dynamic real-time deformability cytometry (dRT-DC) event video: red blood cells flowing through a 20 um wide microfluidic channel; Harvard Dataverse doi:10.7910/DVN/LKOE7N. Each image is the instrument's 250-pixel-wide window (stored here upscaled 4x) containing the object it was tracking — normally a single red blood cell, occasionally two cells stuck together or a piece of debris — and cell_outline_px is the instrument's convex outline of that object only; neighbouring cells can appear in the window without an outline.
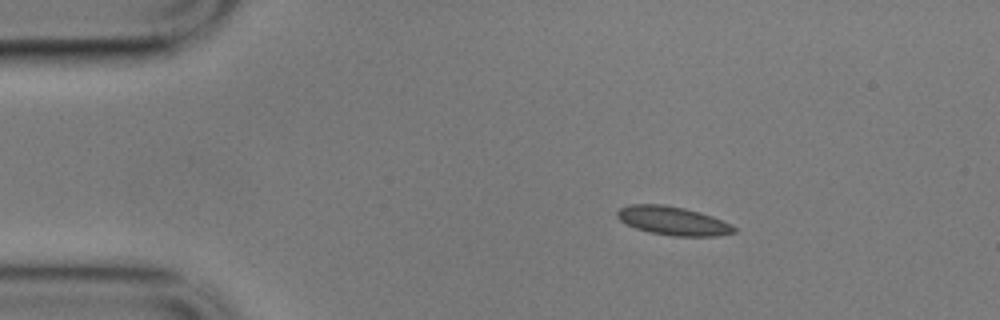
{"species": "common noctule bat (a hibernating species)", "species_latin": "Nyctalus noctula", "temperature_condition": "cold", "stored_images_in_passage": 4, "camera_frame_rate_fps": 3000, "um_per_image_px": 0.085, "animal": {"sex": "male", "body_mass_g": 17.9}, "frame": {"image": 1, "passage_image": 2, "time_ms": 0.333, "image_size_px": [1000, 320], "cell_outline_px": [[736, 232], [716, 236], [672, 236], [652, 232], [636, 228], [620, 220], [616, 216], [616, 212], [620, 208], [628, 204], [664, 204], [684, 208], [700, 212], [712, 216], [732, 224], [736, 228]], "centroid_in_image_um": [57.21, 18.76], "position_along_channel_um": 27.8, "area_um2": 19.48}}
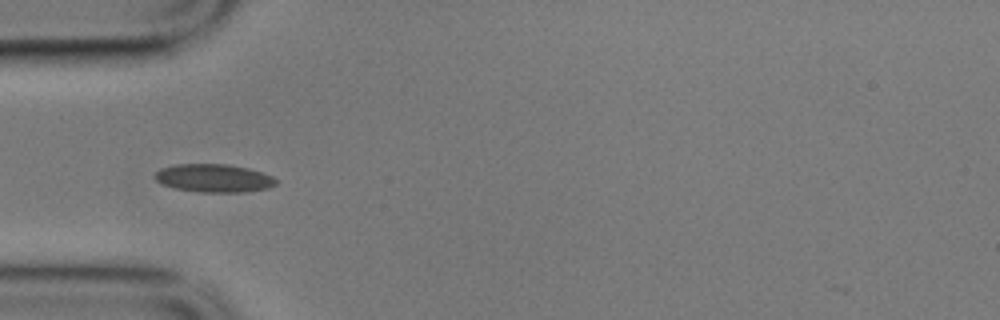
{"frame": {"image": 2, "passage_image": 4, "time_ms": 1.0, "image_size_px": [1000, 320], "cell_outline_px": [[276, 184], [268, 188], [244, 192], [200, 192], [176, 188], [160, 184], [152, 176], [160, 168], [176, 164], [228, 164], [248, 168], [272, 176], [276, 180]], "centroid_in_image_um": [18.13, 15.14], "position_along_channel_um": 66.9, "area_um2": 19.88}}